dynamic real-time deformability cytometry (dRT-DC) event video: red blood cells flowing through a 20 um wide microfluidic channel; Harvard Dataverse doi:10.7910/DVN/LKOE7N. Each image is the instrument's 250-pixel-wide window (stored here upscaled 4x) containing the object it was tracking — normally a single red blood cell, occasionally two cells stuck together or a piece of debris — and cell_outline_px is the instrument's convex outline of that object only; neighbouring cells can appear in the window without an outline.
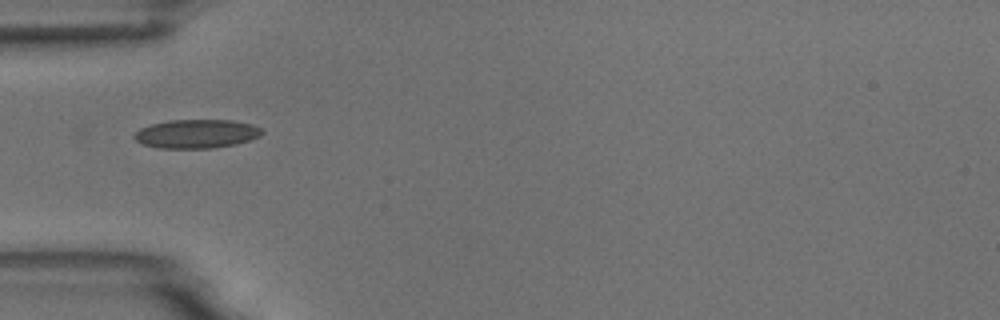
{"species": "common noctule bat (a hibernating species)", "species_latin": "Nyctalus noctula", "temperature_condition": "room temperature", "stored_images_in_passage": 8, "camera_frame_rate_fps": 3000, "um_per_image_px": 0.085, "animal": {"sex": "male", "body_mass_g": 18.8}, "frame": {"image": 1, "passage_image": 7, "time_ms": 7.0, "image_size_px": [1000, 320], "cell_outline_px": [[264, 132], [260, 136], [236, 144], [212, 148], [160, 148], [144, 144], [136, 140], [132, 136], [140, 128], [152, 124], [168, 120], [232, 120], [252, 124], [260, 128]], "centroid_in_image_um": [16.71, 11.37], "position_along_channel_um": 68.3, "area_um2": 21.33}}